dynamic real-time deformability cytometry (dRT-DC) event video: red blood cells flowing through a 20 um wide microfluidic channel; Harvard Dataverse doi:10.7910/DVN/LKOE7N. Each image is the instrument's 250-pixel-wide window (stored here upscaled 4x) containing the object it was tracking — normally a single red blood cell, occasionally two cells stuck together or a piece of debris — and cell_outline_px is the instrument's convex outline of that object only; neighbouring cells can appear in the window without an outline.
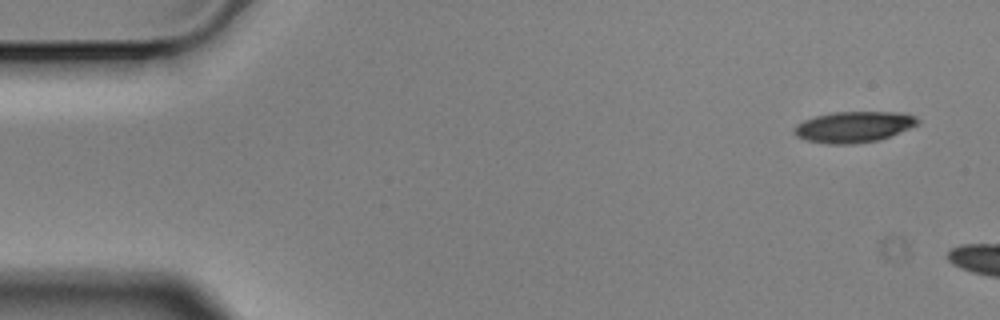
{"species": "Egyptian fruit bat (a non-hibernating species)", "species_latin": "Rousettus aegyptiacus", "temperature_condition": "cold", "stored_images_in_passage": 9, "camera_frame_rate_fps": 3000, "um_per_image_px": 0.085, "animal": {"sex": "male"}, "frame": {"image": 1, "passage_image": 1, "time_ms": 0.0, "image_size_px": [1000, 320], "cell_outline_px": [[920, 124], [880, 140], [852, 144], [828, 144], [808, 140], [796, 136], [792, 132], [792, 128], [796, 124], [804, 120], [816, 116], [832, 112], [904, 112], [916, 116], [920, 120]], "centroid_in_image_um": [72.59, 10.78], "position_along_channel_um": 12.4, "area_um2": 22.54}}
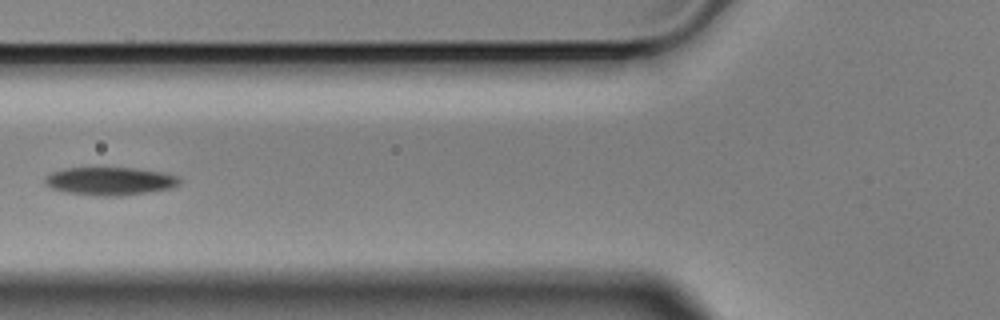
{"frame": {"image": 2, "passage_image": 7, "time_ms": 2.0, "image_size_px": [1000, 320], "cell_outline_px": [[180, 184], [172, 188], [120, 196], [100, 196], [68, 192], [52, 188], [44, 184], [44, 176], [52, 172], [64, 168], [136, 168], [164, 172], [180, 176]], "centroid_in_image_um": [9.37, 15.38], "position_along_channel_um": 116.4, "area_um2": 22.08}}
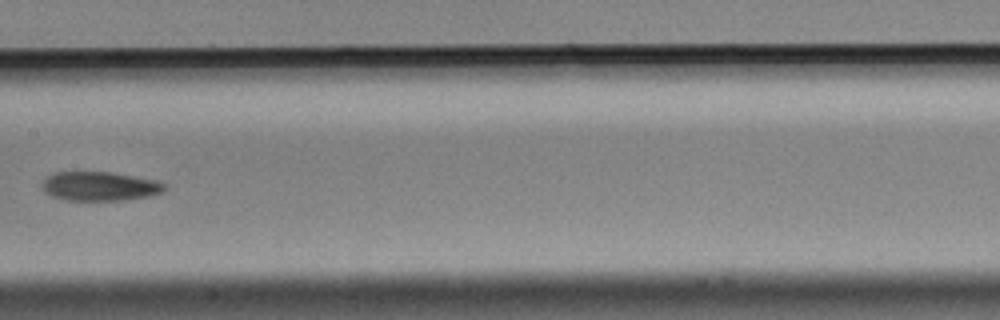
{"frame": {"image": 3, "passage_image": 9, "time_ms": 2.667, "image_size_px": [1000, 320], "cell_outline_px": [[168, 188], [160, 192], [148, 196], [124, 200], [64, 200], [52, 196], [44, 192], [44, 180], [52, 172], [108, 172], [156, 180], [168, 184]], "centroid_in_image_um": [8.5, 15.83], "position_along_channel_um": 198.9, "area_um2": 20.63}}